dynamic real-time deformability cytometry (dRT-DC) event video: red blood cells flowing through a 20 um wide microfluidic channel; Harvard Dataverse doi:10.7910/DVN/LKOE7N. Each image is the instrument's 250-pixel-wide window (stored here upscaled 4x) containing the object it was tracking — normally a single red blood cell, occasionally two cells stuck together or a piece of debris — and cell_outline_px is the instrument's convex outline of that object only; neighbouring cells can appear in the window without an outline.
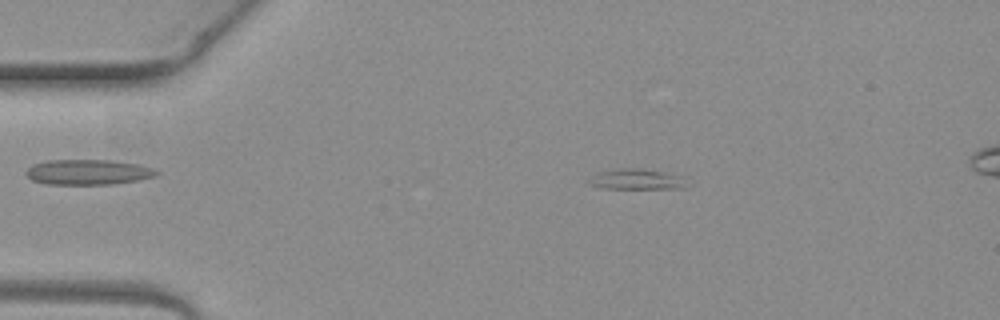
{"species": "common noctule bat (a hibernating species)", "species_latin": "Nyctalus noctula", "temperature_condition": "warm", "stored_images_in_passage": 5, "camera_frame_rate_fps": 3000, "um_per_image_px": 0.085, "animal": {"sex": "female", "body_mass_g": 19.3, "forearm_length_mm": 54.1}, "frame": {"image": 1, "passage_image": 2, "time_ms": 0.333, "image_size_px": [1000, 320], "cell_outline_px": [[696, 180], [688, 188], [604, 188], [588, 184], [584, 180], [600, 172], [624, 168], [632, 168], [664, 172], [684, 176]], "centroid_in_image_um": [54.29, 15.25], "position_along_channel_um": 30.7, "area_um2": 12.08}}
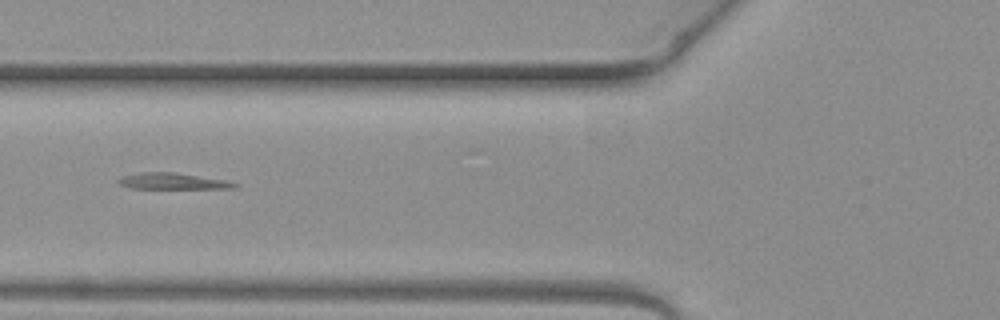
{"frame": {"image": 2, "passage_image": 5, "time_ms": 1.333, "image_size_px": [1000, 320], "cell_outline_px": [[240, 184], [236, 188], [132, 188], [120, 184], [116, 180], [120, 176], [140, 172], [176, 172], [224, 180]], "centroid_in_image_um": [14.64, 15.39], "position_along_channel_um": 111.2, "area_um2": 10.92}}